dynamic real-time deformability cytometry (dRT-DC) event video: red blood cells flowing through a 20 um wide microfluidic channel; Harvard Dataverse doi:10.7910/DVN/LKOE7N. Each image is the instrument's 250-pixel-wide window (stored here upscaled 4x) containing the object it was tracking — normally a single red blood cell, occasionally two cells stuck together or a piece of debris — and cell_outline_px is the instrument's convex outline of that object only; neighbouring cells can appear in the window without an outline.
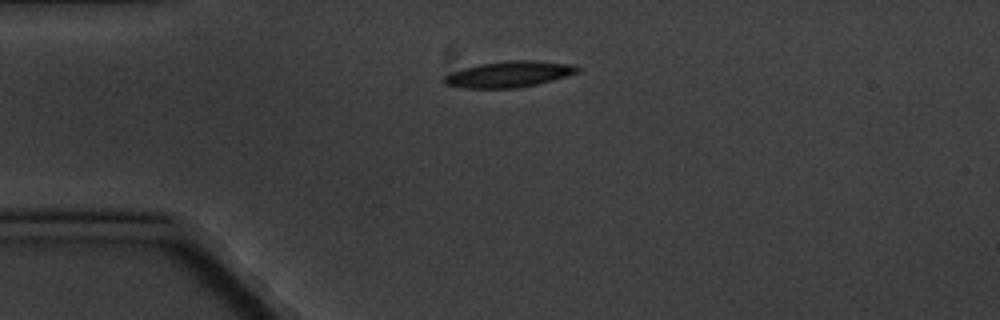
{"species": "common noctule bat (a hibernating species)", "species_latin": "Nyctalus noctula", "temperature_condition": "cold", "stored_images_in_passage": 3, "camera_frame_rate_fps": 3000, "um_per_image_px": 0.085, "animal": {"sex": "male", "body_mass_g": 20.1, "forearm_length_mm": 53.5}, "frame": {"image": 1, "passage_image": 1, "time_ms": 0.0, "image_size_px": [1000, 320], "cell_outline_px": [[580, 68], [576, 72], [552, 80], [536, 84], [516, 88], [464, 88], [444, 84], [440, 80], [444, 76], [452, 72], [464, 68], [480, 64], [508, 60], [532, 60], [572, 64]], "centroid_in_image_um": [43.2, 6.31], "position_along_channel_um": 41.8, "area_um2": 20.06}}